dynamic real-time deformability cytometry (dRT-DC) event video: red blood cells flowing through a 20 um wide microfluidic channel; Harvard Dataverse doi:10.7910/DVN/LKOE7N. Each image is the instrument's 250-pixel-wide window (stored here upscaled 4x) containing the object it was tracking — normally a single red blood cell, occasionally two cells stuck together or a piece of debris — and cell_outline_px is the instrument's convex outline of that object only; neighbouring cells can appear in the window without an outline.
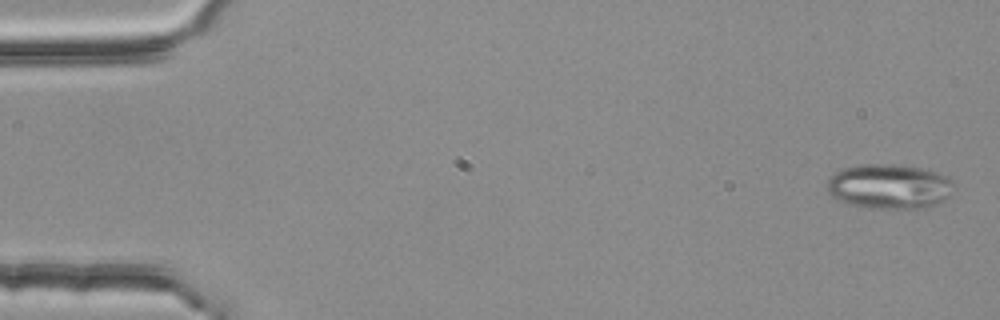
{"species": "common noctule bat (a hibernating species)", "species_latin": "Nyctalus noctula", "temperature_condition": "room temperature", "stored_images_in_passage": 5, "segment_of_instrument_passage": [1, 2], "camera_frame_rate_fps": 3000, "um_per_image_px": 0.085, "animal": {"sex": "female", "body_mass_g": 25.1}, "frame": {"image": 1, "passage_image": 1, "time_ms": 0.0, "image_size_px": [1000, 320], "cell_outline_px": [[952, 184], [944, 196], [936, 204], [924, 208], [868, 208], [848, 204], [836, 200], [828, 192], [828, 180], [840, 168], [860, 164], [892, 164], [920, 168], [936, 172], [952, 180]], "centroid_in_image_um": [75.48, 15.84], "position_along_channel_um": 9.5, "area_um2": 32.6}}